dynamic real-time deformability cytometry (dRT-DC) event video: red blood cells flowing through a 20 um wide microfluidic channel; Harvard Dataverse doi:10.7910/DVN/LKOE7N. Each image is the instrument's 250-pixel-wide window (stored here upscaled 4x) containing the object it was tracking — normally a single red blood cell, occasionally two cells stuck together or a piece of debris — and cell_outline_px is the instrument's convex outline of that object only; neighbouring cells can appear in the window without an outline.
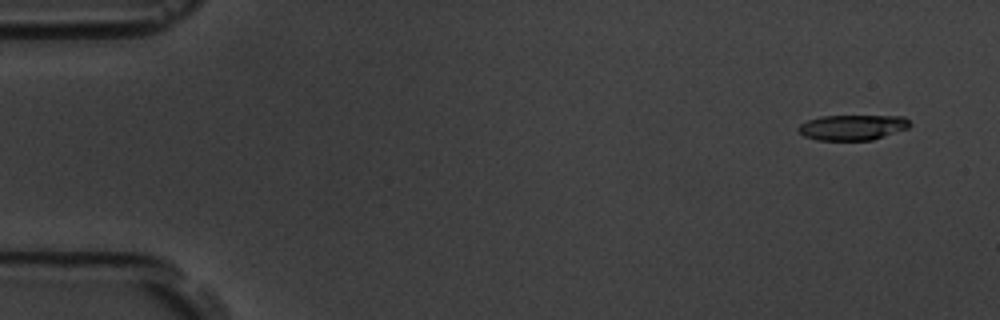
{"species": "common noctule bat (a hibernating species)", "species_latin": "Nyctalus noctula", "temperature_condition": "room temperature", "stored_images_in_passage": 4, "camera_frame_rate_fps": 3000, "um_per_image_px": 0.085, "animal": {"sex": "male", "body_mass_g": 19.5, "forearm_length_mm": 54.6}, "frame": {"image": 1, "passage_image": 1, "time_ms": 0.0, "image_size_px": [1000, 320], "cell_outline_px": [[912, 124], [908, 128], [872, 140], [816, 140], [804, 136], [796, 128], [800, 124], [808, 120], [820, 116], [904, 116]], "centroid_in_image_um": [72.45, 10.82], "position_along_channel_um": 12.5, "area_um2": 16.47}}